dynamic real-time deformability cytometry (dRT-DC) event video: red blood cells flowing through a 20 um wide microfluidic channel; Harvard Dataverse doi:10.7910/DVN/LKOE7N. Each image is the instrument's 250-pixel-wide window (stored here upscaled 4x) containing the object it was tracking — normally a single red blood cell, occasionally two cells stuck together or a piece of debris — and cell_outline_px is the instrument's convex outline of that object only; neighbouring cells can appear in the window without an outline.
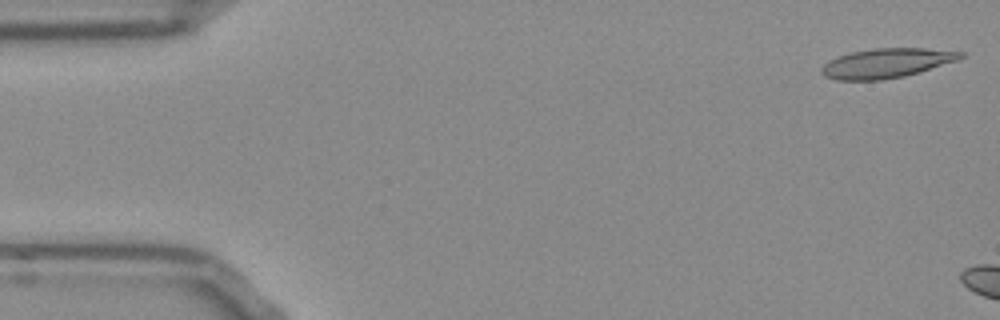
{"species": "Egyptian fruit bat (a non-hibernating species)", "species_latin": "Rousettus aegyptiacus", "temperature_condition": "room temperature", "stored_images_in_passage": 6, "camera_frame_rate_fps": 3000, "um_per_image_px": 0.085, "frame": {"image": 1, "passage_image": 1, "time_ms": 0.0, "image_size_px": [1000, 320], "cell_outline_px": [[964, 56], [956, 60], [920, 72], [904, 76], [880, 80], [836, 80], [824, 76], [820, 72], [820, 68], [828, 60], [836, 56], [848, 52], [872, 48], [924, 48], [964, 52]], "centroid_in_image_um": [75.28, 5.36], "position_along_channel_um": 9.7, "area_um2": 24.04}}